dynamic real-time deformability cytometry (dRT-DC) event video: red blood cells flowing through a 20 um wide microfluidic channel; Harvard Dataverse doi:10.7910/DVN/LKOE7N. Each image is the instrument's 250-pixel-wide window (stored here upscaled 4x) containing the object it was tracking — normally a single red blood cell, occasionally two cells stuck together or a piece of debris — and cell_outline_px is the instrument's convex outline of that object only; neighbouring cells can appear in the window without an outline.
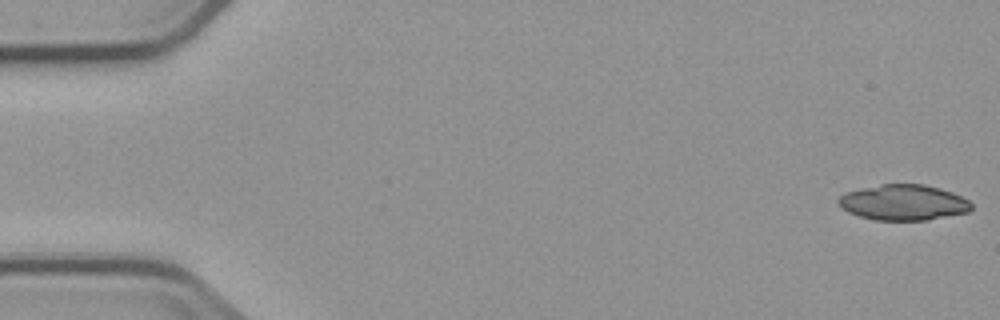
{"species": "common noctule bat (a hibernating species)", "species_latin": "Nyctalus noctula", "temperature_condition": "cold", "stored_images_in_passage": 7, "camera_frame_rate_fps": 3000, "um_per_image_px": 0.085, "animal": {"sex": "male", "body_mass_g": 23.1, "forearm_length_mm": 52.7}, "frame": {"image": 1, "passage_image": 1, "time_ms": 0.0, "image_size_px": [1000, 320], "cell_outline_px": [[972, 208], [968, 212], [928, 220], [876, 220], [860, 216], [848, 212], [840, 208], [836, 200], [844, 192], [880, 184], [924, 184], [940, 188], [952, 192], [968, 200], [972, 204]], "centroid_in_image_um": [76.76, 17.21], "position_along_channel_um": 8.2, "area_um2": 27.74}}
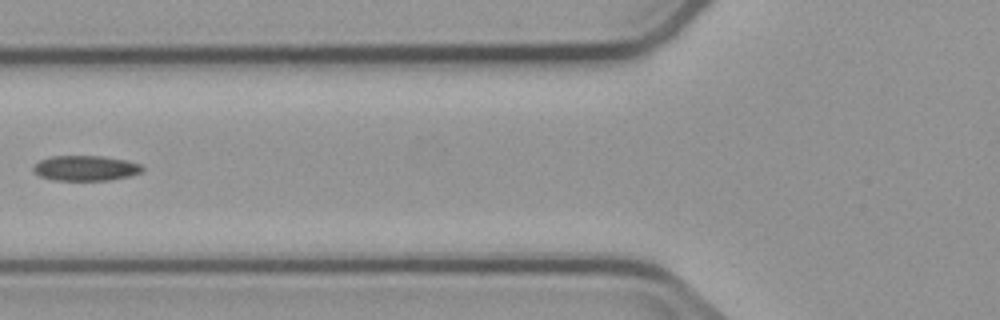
{"frame": {"image": 2, "passage_image": 6, "time_ms": 7.0, "image_size_px": [1000, 320], "cell_outline_px": [[144, 168], [140, 172], [128, 176], [108, 180], [56, 180], [40, 176], [32, 168], [40, 160], [52, 156], [104, 156], [124, 160], [140, 164]], "centroid_in_image_um": [7.27, 14.28], "position_along_channel_um": 118.5, "area_um2": 15.72}}
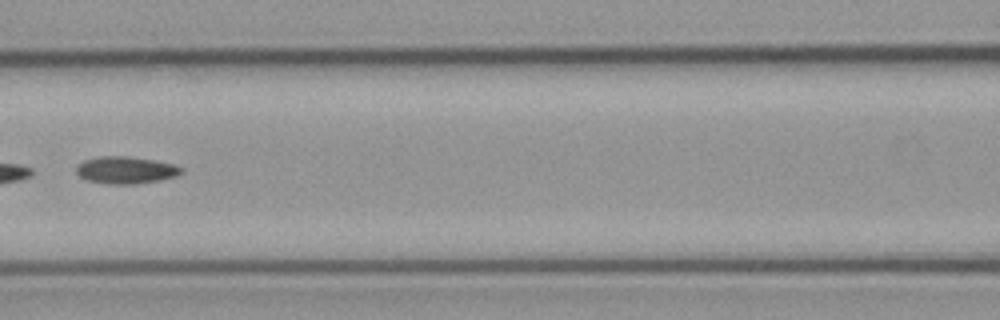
{"frame": {"image": 3, "passage_image": 7, "time_ms": 8.0, "image_size_px": [1000, 320], "cell_outline_px": [[184, 172], [176, 176], [160, 180], [132, 184], [108, 184], [84, 180], [76, 172], [76, 168], [84, 160], [100, 156], [128, 156], [152, 160], [172, 164], [184, 168]], "centroid_in_image_um": [10.69, 14.46], "position_along_channel_um": 155.9, "area_um2": 16.59}}